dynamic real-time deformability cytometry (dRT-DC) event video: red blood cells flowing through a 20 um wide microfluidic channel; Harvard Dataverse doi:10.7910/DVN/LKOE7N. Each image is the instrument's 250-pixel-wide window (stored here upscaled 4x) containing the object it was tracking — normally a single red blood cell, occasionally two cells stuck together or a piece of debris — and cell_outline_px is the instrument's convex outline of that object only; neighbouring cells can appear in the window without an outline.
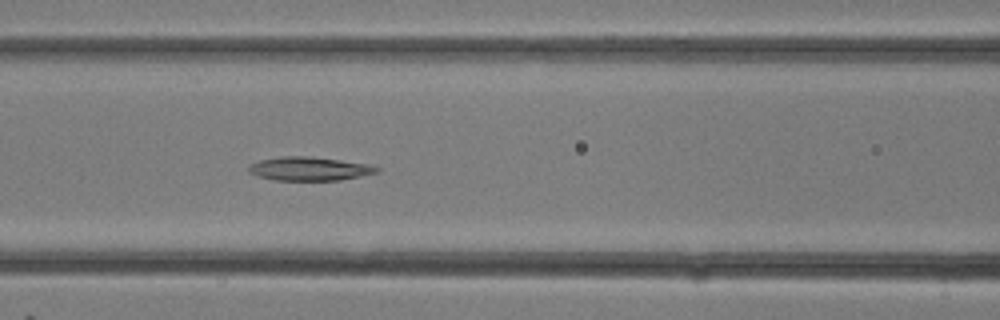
{"species": "common noctule bat (a hibernating species)", "species_latin": "Nyctalus noctula", "temperature_condition": "room temperature", "stored_images_in_passage": 12, "camera_frame_rate_fps": 3000, "um_per_image_px": 0.085, "animal": {"sex": "female"}, "frame": {"image": 1, "passage_image": 12, "time_ms": 3.667, "image_size_px": [1000, 320], "cell_outline_px": [[380, 172], [340, 180], [276, 180], [260, 176], [248, 172], [248, 168], [252, 164], [260, 160], [280, 156], [308, 156], [340, 160], [368, 164], [380, 168]], "centroid_in_image_um": [26.32, 14.34], "position_along_channel_um": 140.3, "area_um2": 17.51}}